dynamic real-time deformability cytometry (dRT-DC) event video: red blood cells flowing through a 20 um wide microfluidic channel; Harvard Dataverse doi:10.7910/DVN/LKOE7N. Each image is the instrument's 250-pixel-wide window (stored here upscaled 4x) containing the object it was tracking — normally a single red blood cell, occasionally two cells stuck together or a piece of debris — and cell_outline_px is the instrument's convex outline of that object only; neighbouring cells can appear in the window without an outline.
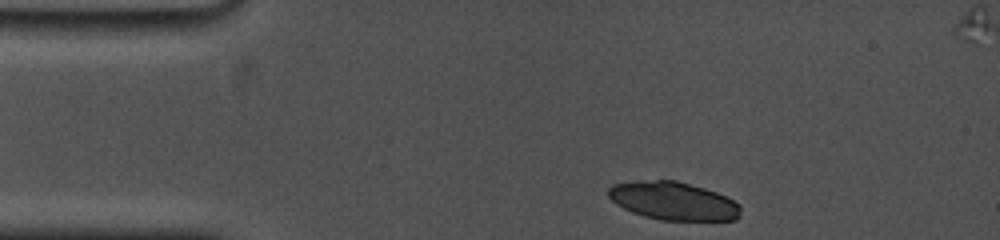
{"species": "common noctule bat (a hibernating species)", "species_latin": "Nyctalus noctula", "temperature_condition": "cold", "stored_images_in_passage": 6, "camera_frame_rate_fps": 5000, "um_per_image_px": 0.085, "animal": {"sex": "female", "body_mass_g": 19.0, "forearm_length_mm": 53.3}, "frame": {"image": 1, "passage_image": 1, "time_ms": 0.0, "image_size_px": [1000, 240], "cell_outline_px": [[740, 216], [736, 220], [660, 220], [644, 216], [632, 212], [616, 204], [608, 196], [608, 188], [612, 184], [656, 180], [676, 180], [704, 188], [716, 192], [740, 204]], "centroid_in_image_um": [57.24, 17.09], "position_along_channel_um": 27.8, "area_um2": 29.19}}